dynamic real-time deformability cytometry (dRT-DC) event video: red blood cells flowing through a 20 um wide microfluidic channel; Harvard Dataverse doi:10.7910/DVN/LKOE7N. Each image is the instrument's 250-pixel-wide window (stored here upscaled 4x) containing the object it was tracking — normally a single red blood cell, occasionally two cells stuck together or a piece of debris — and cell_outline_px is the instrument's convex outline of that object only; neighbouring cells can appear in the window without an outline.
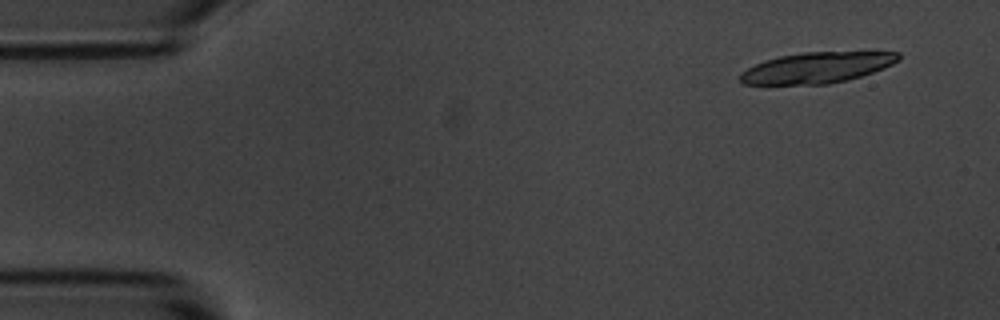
{"species": "common noctule bat (a hibernating species)", "species_latin": "Nyctalus noctula", "temperature_condition": "room temperature", "stored_images_in_passage": 5, "camera_frame_rate_fps": 3000, "um_per_image_px": 0.085, "animal": {"sex": "male", "body_mass_g": 20.1, "forearm_length_mm": 53.5}, "frame": {"image": 1, "passage_image": 2, "time_ms": 1.0, "image_size_px": [1000, 320], "cell_outline_px": [[900, 60], [884, 68], [848, 80], [828, 84], [740, 84], [740, 72], [764, 60], [780, 56], [804, 52], [900, 52]], "centroid_in_image_um": [69.43, 5.75], "position_along_channel_um": 15.6, "area_um2": 28.32}}